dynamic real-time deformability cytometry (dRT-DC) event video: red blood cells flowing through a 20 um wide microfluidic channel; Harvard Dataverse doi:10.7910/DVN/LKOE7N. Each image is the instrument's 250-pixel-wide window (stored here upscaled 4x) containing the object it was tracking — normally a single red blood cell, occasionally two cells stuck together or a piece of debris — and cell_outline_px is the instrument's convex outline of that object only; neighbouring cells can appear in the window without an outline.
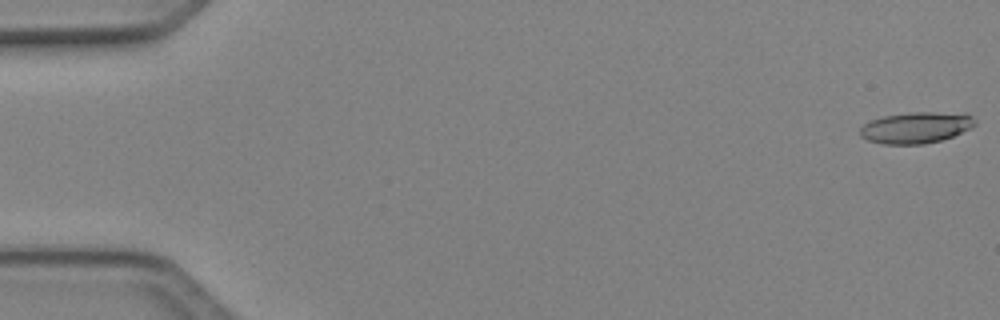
{"species": "Egyptian fruit bat (a non-hibernating species)", "species_latin": "Rousettus aegyptiacus", "temperature_condition": "cold", "stored_images_in_passage": 51, "camera_frame_rate_fps": 3000, "um_per_image_px": 0.085, "animal": {"sex": "female"}, "frame": {"image": 1, "passage_image": 1, "time_ms": 0.0, "image_size_px": [1000, 320], "cell_outline_px": [[976, 124], [972, 128], [952, 136], [940, 140], [924, 144], [884, 144], [868, 140], [860, 136], [860, 128], [864, 124], [872, 120], [884, 116], [912, 112], [964, 112], [972, 116], [976, 120]], "centroid_in_image_um": [77.91, 10.83], "position_along_channel_um": 7.1, "area_um2": 21.04}}
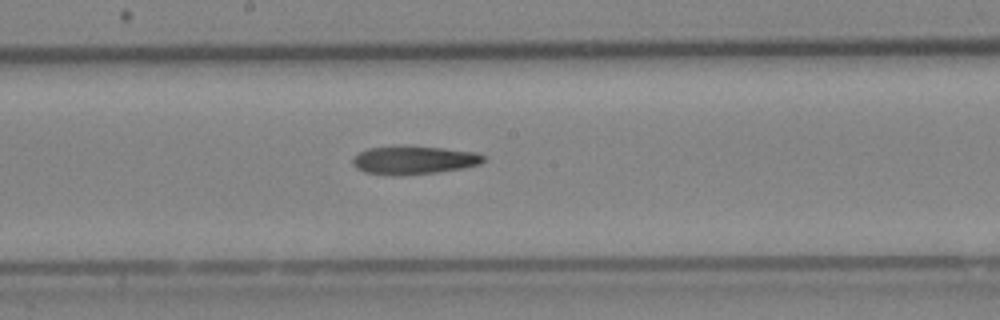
{"frame": {"image": 2, "passage_image": 28, "time_ms": 9.0, "image_size_px": [1000, 320], "cell_outline_px": [[484, 160], [480, 164], [464, 168], [436, 172], [364, 172], [356, 168], [352, 164], [352, 160], [360, 152], [368, 148], [440, 148], [476, 152], [484, 156]], "centroid_in_image_um": [35.26, 13.59], "position_along_channel_um": 212.9, "area_um2": 19.77}}
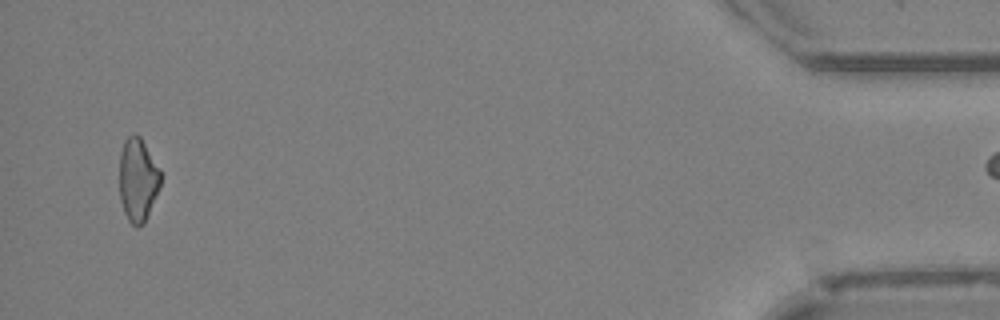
{"frame": {"image": 3, "passage_image": 49, "time_ms": 16.0, "image_size_px": [1000, 320], "cell_outline_px": [[160, 188], [144, 224], [136, 228], [128, 220], [124, 212], [120, 200], [120, 152], [124, 140], [128, 136], [136, 132], [140, 136], [160, 168]], "centroid_in_image_um": [11.72, 15.28], "position_along_channel_um": 423.5, "area_um2": 20.23}}